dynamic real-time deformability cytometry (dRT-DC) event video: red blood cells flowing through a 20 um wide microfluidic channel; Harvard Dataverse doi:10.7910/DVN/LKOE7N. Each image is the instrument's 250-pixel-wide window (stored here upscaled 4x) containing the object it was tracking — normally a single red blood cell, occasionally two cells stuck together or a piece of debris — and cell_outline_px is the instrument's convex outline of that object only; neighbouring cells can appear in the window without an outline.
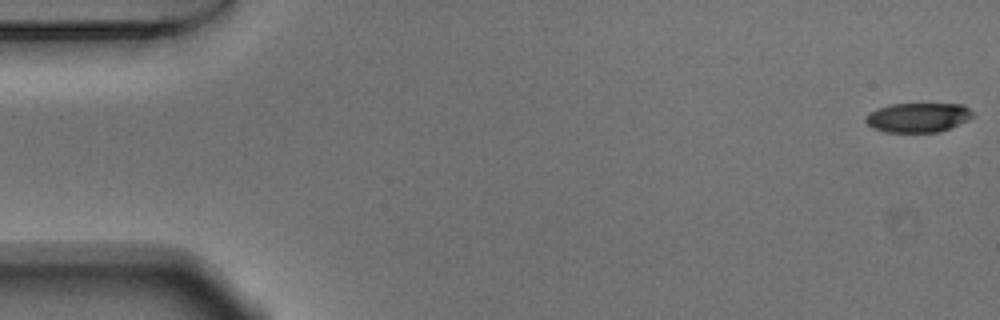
{"species": "Egyptian fruit bat (a non-hibernating species)", "species_latin": "Rousettus aegyptiacus", "temperature_condition": "warm", "stored_images_in_passage": 53, "camera_frame_rate_fps": 3000, "um_per_image_px": 0.085, "animal": {"sex": "male"}, "frame": {"image": 1, "passage_image": 1, "time_ms": 0.0, "image_size_px": [1000, 320], "cell_outline_px": [[972, 116], [968, 120], [940, 132], [888, 132], [872, 128], [864, 120], [876, 108], [888, 104], [964, 104], [972, 112]], "centroid_in_image_um": [78.03, 9.98], "position_along_channel_um": 7.0, "area_um2": 18.26}}
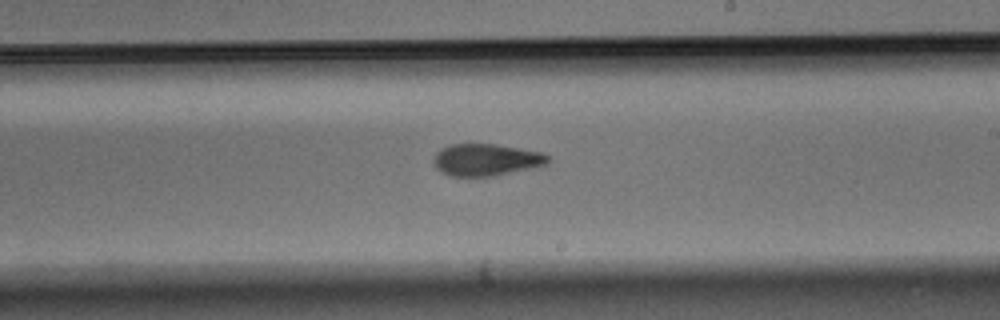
{"frame": {"image": 2, "passage_image": 31, "time_ms": 10.0, "image_size_px": [1000, 320], "cell_outline_px": [[552, 160], [548, 164], [532, 168], [496, 176], [452, 176], [440, 172], [432, 164], [432, 160], [436, 152], [440, 148], [448, 144], [496, 144], [540, 152], [548, 156]], "centroid_in_image_um": [41.29, 13.58], "position_along_channel_um": 247.7, "area_um2": 21.62}}
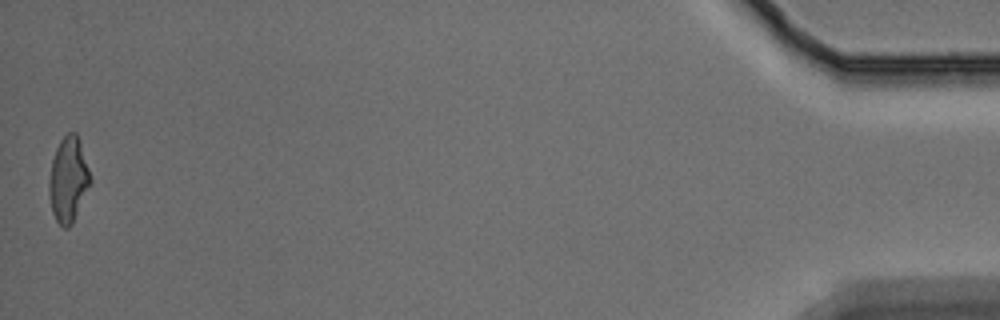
{"frame": {"image": 3, "passage_image": 53, "time_ms": 17.333, "image_size_px": [1000, 320], "cell_outline_px": [[92, 180], [72, 224], [68, 228], [64, 228], [56, 220], [52, 212], [48, 192], [48, 184], [52, 160], [56, 148], [60, 140], [68, 132], [76, 132], [80, 140], [92, 176]], "centroid_in_image_um": [5.81, 15.24], "position_along_channel_um": 429.4, "area_um2": 20.63}, "authors_computed_cell_mechanics": {"area_um2": 20.8658, "velocity_mm_per_s": 3.7934, "shape_relaxation_time_tau1_ms": 7.4283, "shape_relaxation_time_tau2_ms": 2.8636, "deformation_change_tau1": 0.1922, "deformation_change_tau2": 0.1033}}